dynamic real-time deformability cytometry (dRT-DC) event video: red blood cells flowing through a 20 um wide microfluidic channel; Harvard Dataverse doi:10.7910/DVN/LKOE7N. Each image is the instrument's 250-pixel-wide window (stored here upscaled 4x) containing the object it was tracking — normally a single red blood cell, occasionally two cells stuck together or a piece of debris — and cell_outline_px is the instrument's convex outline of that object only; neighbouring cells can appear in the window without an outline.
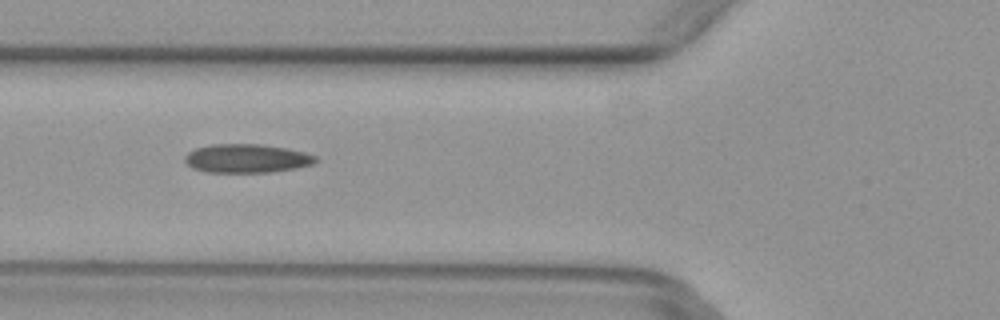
{"species": "common noctule bat (a hibernating species)", "species_latin": "Nyctalus noctula", "temperature_condition": "warm", "stored_images_in_passage": 7, "camera_frame_rate_fps": 3000, "um_per_image_px": 0.085, "animal": {"sex": "female", "body_mass_g": 29.2, "forearm_length_mm": 56.3}, "frame": {"image": 1, "passage_image": 5, "time_ms": 1.333, "image_size_px": [1000, 320], "cell_outline_px": [[316, 160], [312, 164], [296, 168], [272, 172], [204, 172], [192, 168], [184, 160], [184, 156], [188, 152], [196, 148], [212, 144], [260, 144], [288, 148], [304, 152], [316, 156]], "centroid_in_image_um": [20.95, 13.46], "position_along_channel_um": 104.9, "area_um2": 21.91}}
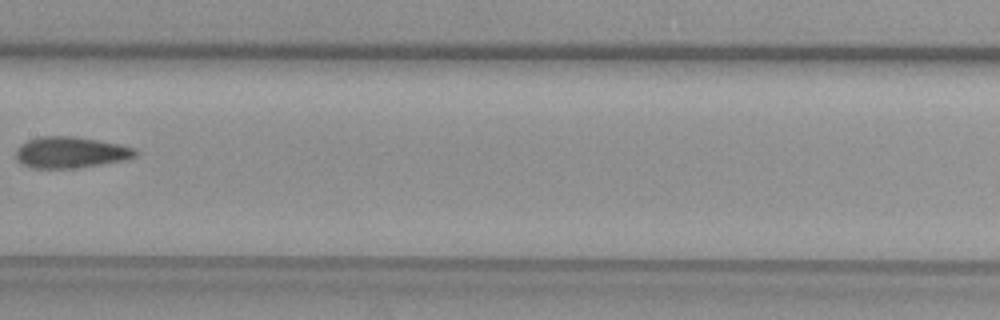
{"frame": {"image": 2, "passage_image": 7, "time_ms": 2.0, "image_size_px": [1000, 320], "cell_outline_px": [[136, 156], [124, 160], [72, 168], [32, 168], [20, 164], [16, 160], [16, 148], [20, 144], [28, 140], [40, 136], [76, 136], [120, 144], [132, 148], [136, 152]], "centroid_in_image_um": [5.93, 12.94], "position_along_channel_um": 201.5, "area_um2": 21.68}}